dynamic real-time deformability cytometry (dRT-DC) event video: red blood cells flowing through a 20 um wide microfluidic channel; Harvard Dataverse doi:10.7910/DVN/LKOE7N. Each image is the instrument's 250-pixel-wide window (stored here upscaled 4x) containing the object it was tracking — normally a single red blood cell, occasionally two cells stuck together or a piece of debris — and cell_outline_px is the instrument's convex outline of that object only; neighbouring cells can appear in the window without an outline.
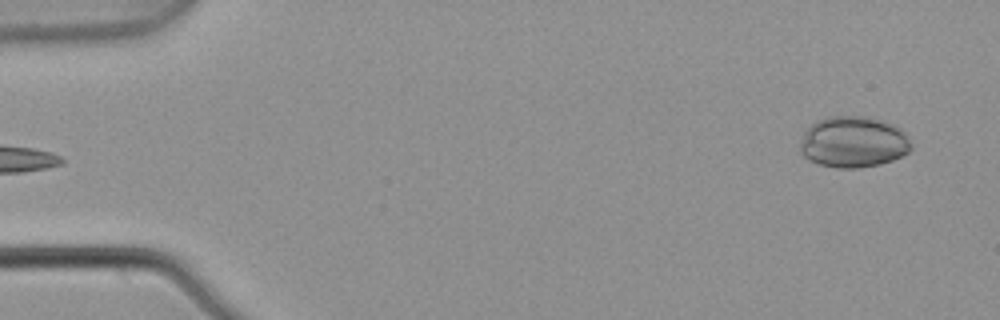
{"species": "common noctule bat (a hibernating species)", "species_latin": "Nyctalus noctula", "temperature_condition": "warm", "stored_images_in_passage": 6, "camera_frame_rate_fps": 3000, "um_per_image_px": 0.085, "animal": {"sex": "male", "body_mass_g": 21.5, "forearm_length_mm": 52.0}, "frame": {"image": 1, "passage_image": 6, "time_ms": 1.667, "image_size_px": [1000, 320], "cell_outline_px": [[912, 148], [908, 152], [892, 160], [880, 164], [856, 168], [840, 168], [820, 164], [808, 160], [800, 152], [800, 144], [804, 132], [812, 124], [828, 116], [864, 116], [880, 120], [892, 124], [900, 128], [908, 136], [912, 144]], "centroid_in_image_um": [72.54, 12.07], "position_along_channel_um": 12.5, "area_um2": 33.06}}